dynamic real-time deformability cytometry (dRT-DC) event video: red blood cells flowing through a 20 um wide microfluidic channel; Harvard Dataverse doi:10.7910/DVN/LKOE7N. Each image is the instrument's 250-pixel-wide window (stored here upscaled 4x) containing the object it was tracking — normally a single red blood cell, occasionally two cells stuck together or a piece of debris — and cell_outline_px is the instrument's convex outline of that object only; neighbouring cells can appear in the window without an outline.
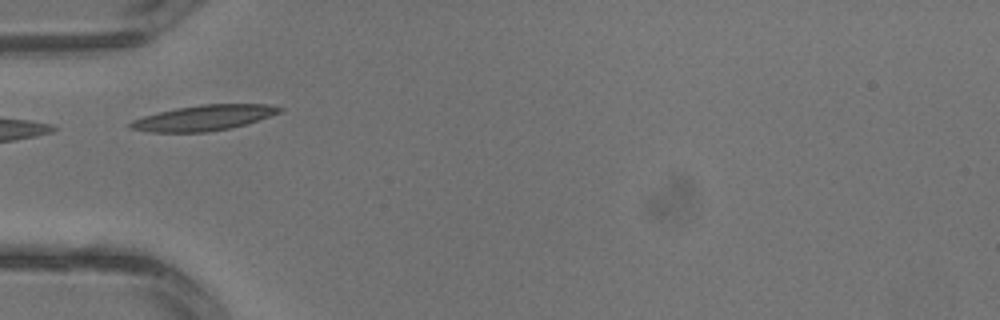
{"species": "common noctule bat (a hibernating species)", "species_latin": "Nyctalus noctula", "temperature_condition": "warm", "stored_images_in_passage": 3, "camera_frame_rate_fps": 3000, "um_per_image_px": 0.085, "animal": {"sex": "male", "body_mass_g": 13.3}, "frame": {"image": 1, "passage_image": 3, "time_ms": 0.667, "image_size_px": [1000, 320], "cell_outline_px": [[284, 108], [280, 112], [244, 124], [228, 128], [208, 132], [152, 132], [128, 128], [128, 124], [132, 120], [144, 116], [176, 108], [200, 104], [264, 104]], "centroid_in_image_um": [17.26, 10.01], "position_along_channel_um": 67.7, "area_um2": 21.73}}